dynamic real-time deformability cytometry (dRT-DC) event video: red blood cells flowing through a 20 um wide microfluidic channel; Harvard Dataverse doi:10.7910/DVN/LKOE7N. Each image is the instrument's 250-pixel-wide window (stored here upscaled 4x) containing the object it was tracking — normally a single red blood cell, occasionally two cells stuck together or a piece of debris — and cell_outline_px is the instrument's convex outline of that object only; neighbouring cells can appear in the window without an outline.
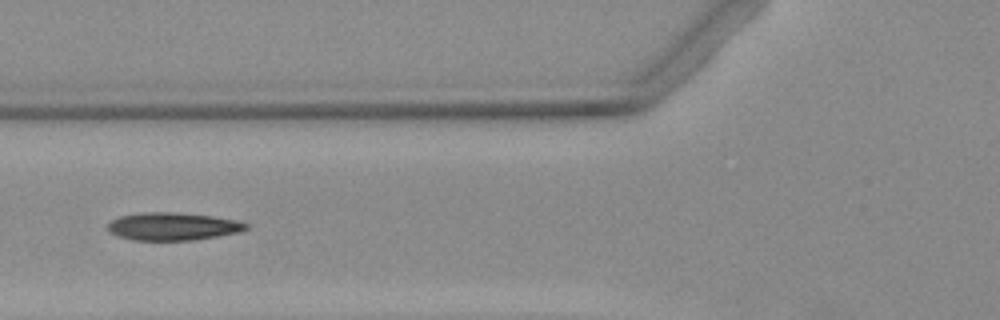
{"species": "Egyptian fruit bat (a non-hibernating species)", "species_latin": "Rousettus aegyptiacus", "temperature_condition": "warm", "stored_images_in_passage": 4, "camera_frame_rate_fps": 3000, "um_per_image_px": 0.085, "animal": {"sex": "female"}, "frame": {"image": 1, "passage_image": 3, "time_ms": 2.667, "image_size_px": [1000, 320], "cell_outline_px": [[248, 228], [240, 232], [196, 240], [132, 240], [108, 232], [108, 224], [112, 220], [120, 216], [144, 212], [176, 212], [212, 216], [236, 220], [248, 224]], "centroid_in_image_um": [14.7, 19.24], "position_along_channel_um": 111.1, "area_um2": 22.37}}
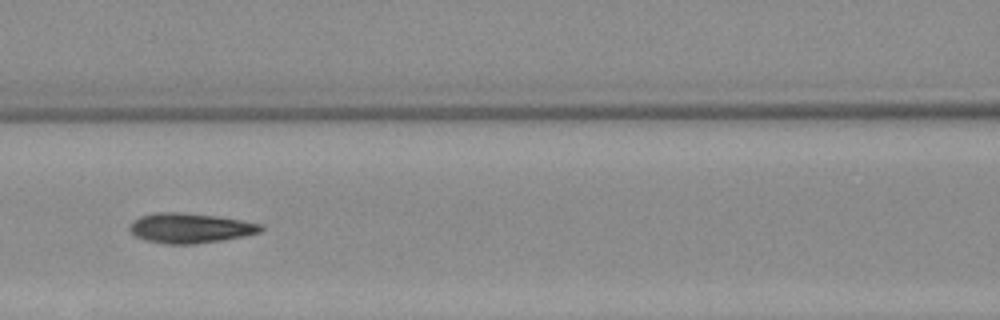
{"frame": {"image": 2, "passage_image": 4, "time_ms": 3.667, "image_size_px": [1000, 320], "cell_outline_px": [[264, 228], [260, 232], [220, 240], [192, 244], [168, 244], [144, 240], [136, 236], [128, 228], [140, 216], [152, 212], [180, 212], [216, 216], [244, 220], [260, 224]], "centroid_in_image_um": [16.14, 19.37], "position_along_channel_um": 150.5, "area_um2": 22.6}}